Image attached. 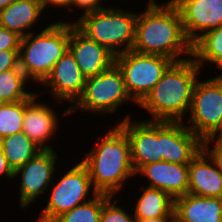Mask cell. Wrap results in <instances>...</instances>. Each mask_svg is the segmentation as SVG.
<instances>
[{
  "instance_id": "6da1fadb",
  "label": "cell",
  "mask_w": 222,
  "mask_h": 222,
  "mask_svg": "<svg viewBox=\"0 0 222 222\" xmlns=\"http://www.w3.org/2000/svg\"><path fill=\"white\" fill-rule=\"evenodd\" d=\"M157 1L149 0L146 9L137 12L132 50L162 55L174 62L192 57V44L184 33L178 8L171 0L160 4Z\"/></svg>"
},
{
  "instance_id": "7a4b0ae2",
  "label": "cell",
  "mask_w": 222,
  "mask_h": 222,
  "mask_svg": "<svg viewBox=\"0 0 222 222\" xmlns=\"http://www.w3.org/2000/svg\"><path fill=\"white\" fill-rule=\"evenodd\" d=\"M108 129L80 161L88 169L94 190L114 197L124 188L126 180L136 176V172L126 133L118 124Z\"/></svg>"
},
{
  "instance_id": "3957f363",
  "label": "cell",
  "mask_w": 222,
  "mask_h": 222,
  "mask_svg": "<svg viewBox=\"0 0 222 222\" xmlns=\"http://www.w3.org/2000/svg\"><path fill=\"white\" fill-rule=\"evenodd\" d=\"M201 68L193 57L173 62L146 98L138 105L151 121L184 122L190 111Z\"/></svg>"
},
{
  "instance_id": "277c9868",
  "label": "cell",
  "mask_w": 222,
  "mask_h": 222,
  "mask_svg": "<svg viewBox=\"0 0 222 222\" xmlns=\"http://www.w3.org/2000/svg\"><path fill=\"white\" fill-rule=\"evenodd\" d=\"M70 21L58 20L21 38L19 67L31 83L42 84L69 49Z\"/></svg>"
},
{
  "instance_id": "5b68a950",
  "label": "cell",
  "mask_w": 222,
  "mask_h": 222,
  "mask_svg": "<svg viewBox=\"0 0 222 222\" xmlns=\"http://www.w3.org/2000/svg\"><path fill=\"white\" fill-rule=\"evenodd\" d=\"M73 22L88 38L107 47L115 55L132 50L137 13L109 6L80 15Z\"/></svg>"
},
{
  "instance_id": "8992f818",
  "label": "cell",
  "mask_w": 222,
  "mask_h": 222,
  "mask_svg": "<svg viewBox=\"0 0 222 222\" xmlns=\"http://www.w3.org/2000/svg\"><path fill=\"white\" fill-rule=\"evenodd\" d=\"M128 101L134 102L126 90L121 71L114 64L108 70L86 78L82 95L63 110L62 116H71L79 110L98 116L110 115Z\"/></svg>"
},
{
  "instance_id": "52a82bcc",
  "label": "cell",
  "mask_w": 222,
  "mask_h": 222,
  "mask_svg": "<svg viewBox=\"0 0 222 222\" xmlns=\"http://www.w3.org/2000/svg\"><path fill=\"white\" fill-rule=\"evenodd\" d=\"M210 78L198 79L193 90L189 117L184 121L201 140L222 137V75Z\"/></svg>"
},
{
  "instance_id": "ba28073f",
  "label": "cell",
  "mask_w": 222,
  "mask_h": 222,
  "mask_svg": "<svg viewBox=\"0 0 222 222\" xmlns=\"http://www.w3.org/2000/svg\"><path fill=\"white\" fill-rule=\"evenodd\" d=\"M173 62L162 55L134 50L115 56V65L122 73L126 90L137 105L146 98Z\"/></svg>"
},
{
  "instance_id": "9c48e42d",
  "label": "cell",
  "mask_w": 222,
  "mask_h": 222,
  "mask_svg": "<svg viewBox=\"0 0 222 222\" xmlns=\"http://www.w3.org/2000/svg\"><path fill=\"white\" fill-rule=\"evenodd\" d=\"M71 169H66L60 179L51 184L47 204L36 222H52L61 214L72 210L74 207L90 201L98 194L91 183L88 169L79 161ZM91 194V197H88ZM88 198V199H87Z\"/></svg>"
},
{
  "instance_id": "30bf717a",
  "label": "cell",
  "mask_w": 222,
  "mask_h": 222,
  "mask_svg": "<svg viewBox=\"0 0 222 222\" xmlns=\"http://www.w3.org/2000/svg\"><path fill=\"white\" fill-rule=\"evenodd\" d=\"M131 118L127 114L117 124L129 139L131 162L137 174L144 165L162 161V121Z\"/></svg>"
},
{
  "instance_id": "8fae6325",
  "label": "cell",
  "mask_w": 222,
  "mask_h": 222,
  "mask_svg": "<svg viewBox=\"0 0 222 222\" xmlns=\"http://www.w3.org/2000/svg\"><path fill=\"white\" fill-rule=\"evenodd\" d=\"M58 154L55 150H42L26 164L17 168L14 173V181L20 177L19 206L27 208L36 202L38 197L46 194L50 184L54 181L58 163Z\"/></svg>"
},
{
  "instance_id": "7c38bea8",
  "label": "cell",
  "mask_w": 222,
  "mask_h": 222,
  "mask_svg": "<svg viewBox=\"0 0 222 222\" xmlns=\"http://www.w3.org/2000/svg\"><path fill=\"white\" fill-rule=\"evenodd\" d=\"M178 8L184 33L193 45L206 32L222 25V0H171Z\"/></svg>"
},
{
  "instance_id": "4fadbf2b",
  "label": "cell",
  "mask_w": 222,
  "mask_h": 222,
  "mask_svg": "<svg viewBox=\"0 0 222 222\" xmlns=\"http://www.w3.org/2000/svg\"><path fill=\"white\" fill-rule=\"evenodd\" d=\"M35 93L30 99L24 100V118L22 132L43 150H55L54 144L47 143L56 136L60 128L58 113L48 104L39 101ZM40 102V103H39ZM57 116V117H56Z\"/></svg>"
},
{
  "instance_id": "5bb4252c",
  "label": "cell",
  "mask_w": 222,
  "mask_h": 222,
  "mask_svg": "<svg viewBox=\"0 0 222 222\" xmlns=\"http://www.w3.org/2000/svg\"><path fill=\"white\" fill-rule=\"evenodd\" d=\"M86 77L81 73L74 55L67 52L55 63L51 73L41 86L50 91L55 102L74 104L82 95Z\"/></svg>"
},
{
  "instance_id": "9a60e30c",
  "label": "cell",
  "mask_w": 222,
  "mask_h": 222,
  "mask_svg": "<svg viewBox=\"0 0 222 222\" xmlns=\"http://www.w3.org/2000/svg\"><path fill=\"white\" fill-rule=\"evenodd\" d=\"M69 50L86 78L96 76L115 64V54L107 47L88 38L71 21Z\"/></svg>"
},
{
  "instance_id": "2e32d148",
  "label": "cell",
  "mask_w": 222,
  "mask_h": 222,
  "mask_svg": "<svg viewBox=\"0 0 222 222\" xmlns=\"http://www.w3.org/2000/svg\"><path fill=\"white\" fill-rule=\"evenodd\" d=\"M201 150L202 140L184 122L162 121V161L189 165Z\"/></svg>"
},
{
  "instance_id": "e0dca14e",
  "label": "cell",
  "mask_w": 222,
  "mask_h": 222,
  "mask_svg": "<svg viewBox=\"0 0 222 222\" xmlns=\"http://www.w3.org/2000/svg\"><path fill=\"white\" fill-rule=\"evenodd\" d=\"M137 173L148 178L147 187L162 190L173 199L188 193L189 165L158 161L144 165Z\"/></svg>"
},
{
  "instance_id": "ac0fdd59",
  "label": "cell",
  "mask_w": 222,
  "mask_h": 222,
  "mask_svg": "<svg viewBox=\"0 0 222 222\" xmlns=\"http://www.w3.org/2000/svg\"><path fill=\"white\" fill-rule=\"evenodd\" d=\"M176 222H222V198L187 193L174 199Z\"/></svg>"
},
{
  "instance_id": "d6986e66",
  "label": "cell",
  "mask_w": 222,
  "mask_h": 222,
  "mask_svg": "<svg viewBox=\"0 0 222 222\" xmlns=\"http://www.w3.org/2000/svg\"><path fill=\"white\" fill-rule=\"evenodd\" d=\"M188 193L222 198V173L203 150L189 164Z\"/></svg>"
},
{
  "instance_id": "ffe728a7",
  "label": "cell",
  "mask_w": 222,
  "mask_h": 222,
  "mask_svg": "<svg viewBox=\"0 0 222 222\" xmlns=\"http://www.w3.org/2000/svg\"><path fill=\"white\" fill-rule=\"evenodd\" d=\"M44 13L39 0H15L6 8L0 10V26L17 33L21 37L32 33V26L38 24Z\"/></svg>"
},
{
  "instance_id": "44dd1931",
  "label": "cell",
  "mask_w": 222,
  "mask_h": 222,
  "mask_svg": "<svg viewBox=\"0 0 222 222\" xmlns=\"http://www.w3.org/2000/svg\"><path fill=\"white\" fill-rule=\"evenodd\" d=\"M143 188L135 202L133 215L135 219H153L170 217L174 213V199L157 188Z\"/></svg>"
},
{
  "instance_id": "7402d4cb",
  "label": "cell",
  "mask_w": 222,
  "mask_h": 222,
  "mask_svg": "<svg viewBox=\"0 0 222 222\" xmlns=\"http://www.w3.org/2000/svg\"><path fill=\"white\" fill-rule=\"evenodd\" d=\"M192 57L201 69L213 64L218 71L222 70V25L206 32L192 45Z\"/></svg>"
},
{
  "instance_id": "603a6c76",
  "label": "cell",
  "mask_w": 222,
  "mask_h": 222,
  "mask_svg": "<svg viewBox=\"0 0 222 222\" xmlns=\"http://www.w3.org/2000/svg\"><path fill=\"white\" fill-rule=\"evenodd\" d=\"M0 148L13 171L43 150L23 132L0 139Z\"/></svg>"
},
{
  "instance_id": "cb8c5ba5",
  "label": "cell",
  "mask_w": 222,
  "mask_h": 222,
  "mask_svg": "<svg viewBox=\"0 0 222 222\" xmlns=\"http://www.w3.org/2000/svg\"><path fill=\"white\" fill-rule=\"evenodd\" d=\"M30 82L20 67L1 72L0 101L2 103H14L30 99L36 93L26 89V85H31L28 84Z\"/></svg>"
},
{
  "instance_id": "d4e9b609",
  "label": "cell",
  "mask_w": 222,
  "mask_h": 222,
  "mask_svg": "<svg viewBox=\"0 0 222 222\" xmlns=\"http://www.w3.org/2000/svg\"><path fill=\"white\" fill-rule=\"evenodd\" d=\"M109 197L106 194H96L90 201L61 214L52 222H99L102 206Z\"/></svg>"
},
{
  "instance_id": "484cf974",
  "label": "cell",
  "mask_w": 222,
  "mask_h": 222,
  "mask_svg": "<svg viewBox=\"0 0 222 222\" xmlns=\"http://www.w3.org/2000/svg\"><path fill=\"white\" fill-rule=\"evenodd\" d=\"M24 100L0 103V139L23 130Z\"/></svg>"
},
{
  "instance_id": "4316f807",
  "label": "cell",
  "mask_w": 222,
  "mask_h": 222,
  "mask_svg": "<svg viewBox=\"0 0 222 222\" xmlns=\"http://www.w3.org/2000/svg\"><path fill=\"white\" fill-rule=\"evenodd\" d=\"M114 198L110 196L104 202L99 222H135L133 213H129L123 206L118 205L119 200L115 196Z\"/></svg>"
},
{
  "instance_id": "83f0119b",
  "label": "cell",
  "mask_w": 222,
  "mask_h": 222,
  "mask_svg": "<svg viewBox=\"0 0 222 222\" xmlns=\"http://www.w3.org/2000/svg\"><path fill=\"white\" fill-rule=\"evenodd\" d=\"M202 150L222 173V137H210L202 140Z\"/></svg>"
},
{
  "instance_id": "f1b7e54d",
  "label": "cell",
  "mask_w": 222,
  "mask_h": 222,
  "mask_svg": "<svg viewBox=\"0 0 222 222\" xmlns=\"http://www.w3.org/2000/svg\"><path fill=\"white\" fill-rule=\"evenodd\" d=\"M21 36L0 26V51L19 50Z\"/></svg>"
},
{
  "instance_id": "f546056e",
  "label": "cell",
  "mask_w": 222,
  "mask_h": 222,
  "mask_svg": "<svg viewBox=\"0 0 222 222\" xmlns=\"http://www.w3.org/2000/svg\"><path fill=\"white\" fill-rule=\"evenodd\" d=\"M19 68V50L0 51V73Z\"/></svg>"
},
{
  "instance_id": "4dcf8cb0",
  "label": "cell",
  "mask_w": 222,
  "mask_h": 222,
  "mask_svg": "<svg viewBox=\"0 0 222 222\" xmlns=\"http://www.w3.org/2000/svg\"><path fill=\"white\" fill-rule=\"evenodd\" d=\"M102 2L104 4L105 0H71L70 9L67 12L69 13L71 10H75L73 7L78 10H83L81 15L95 12L104 8V5L101 4Z\"/></svg>"
},
{
  "instance_id": "1f68e13d",
  "label": "cell",
  "mask_w": 222,
  "mask_h": 222,
  "mask_svg": "<svg viewBox=\"0 0 222 222\" xmlns=\"http://www.w3.org/2000/svg\"><path fill=\"white\" fill-rule=\"evenodd\" d=\"M14 171L10 168L9 163L4 155V152L0 148V176L5 178L7 177L10 181V179H14L13 176Z\"/></svg>"
},
{
  "instance_id": "d6a6232c",
  "label": "cell",
  "mask_w": 222,
  "mask_h": 222,
  "mask_svg": "<svg viewBox=\"0 0 222 222\" xmlns=\"http://www.w3.org/2000/svg\"><path fill=\"white\" fill-rule=\"evenodd\" d=\"M41 3L44 10L46 8L48 9L49 6H53V8L56 7L57 9L58 7L70 9L71 0H42Z\"/></svg>"
},
{
  "instance_id": "836d02e7",
  "label": "cell",
  "mask_w": 222,
  "mask_h": 222,
  "mask_svg": "<svg viewBox=\"0 0 222 222\" xmlns=\"http://www.w3.org/2000/svg\"><path fill=\"white\" fill-rule=\"evenodd\" d=\"M135 222H176L175 213L170 217L153 218V219H135Z\"/></svg>"
},
{
  "instance_id": "e575fe53",
  "label": "cell",
  "mask_w": 222,
  "mask_h": 222,
  "mask_svg": "<svg viewBox=\"0 0 222 222\" xmlns=\"http://www.w3.org/2000/svg\"><path fill=\"white\" fill-rule=\"evenodd\" d=\"M15 0H0V10L6 8L11 3H13Z\"/></svg>"
}]
</instances>
